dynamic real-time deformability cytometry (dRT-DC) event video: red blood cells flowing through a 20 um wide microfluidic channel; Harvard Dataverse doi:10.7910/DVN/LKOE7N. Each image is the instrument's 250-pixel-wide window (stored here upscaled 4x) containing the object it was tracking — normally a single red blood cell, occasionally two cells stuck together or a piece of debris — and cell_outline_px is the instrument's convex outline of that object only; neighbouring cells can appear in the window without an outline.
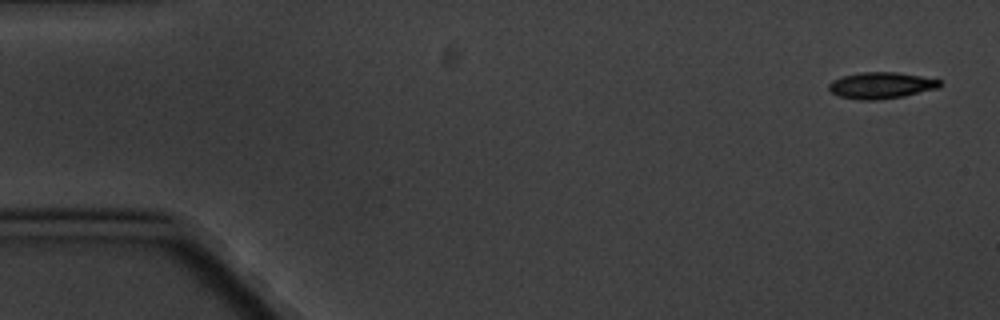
{"species": "common noctule bat (a hibernating species)", "species_latin": "Nyctalus noctula", "temperature_condition": "cold", "stored_images_in_passage": 6, "camera_frame_rate_fps": 3000, "um_per_image_px": 0.085, "animal": {"sex": "male", "body_mass_g": 20.1, "forearm_length_mm": 53.5}, "frame": {"image": 1, "passage_image": 1, "time_ms": 0.0, "image_size_px": [1000, 320], "cell_outline_px": [[940, 84], [936, 88], [904, 96], [876, 100], [860, 100], [840, 96], [832, 92], [828, 88], [828, 84], [832, 80], [840, 76], [860, 72], [896, 72], [920, 76], [940, 80]], "centroid_in_image_um": [74.83, 7.25], "position_along_channel_um": 10.2, "area_um2": 16.94}}
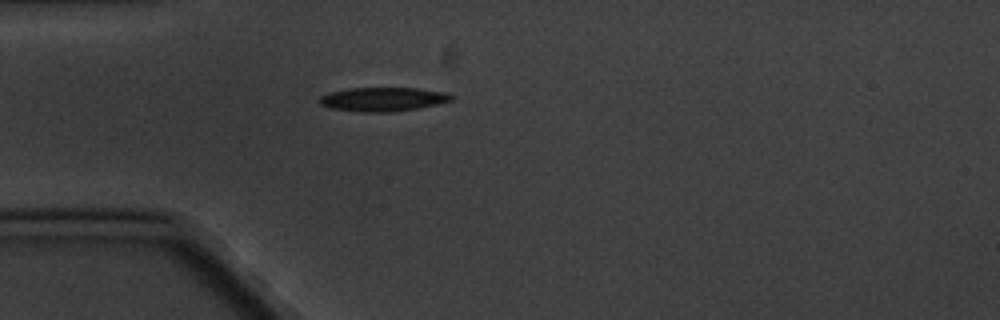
{"frame": {"image": 2, "passage_image": 5, "time_ms": 4.667, "image_size_px": [1000, 320], "cell_outline_px": [[452, 100], [436, 104], [416, 108], [392, 112], [360, 112], [328, 108], [320, 104], [320, 96], [328, 92], [348, 88], [416, 88], [448, 92], [452, 96]], "centroid_in_image_um": [32.51, 8.43], "position_along_channel_um": 52.5, "area_um2": 18.44}}